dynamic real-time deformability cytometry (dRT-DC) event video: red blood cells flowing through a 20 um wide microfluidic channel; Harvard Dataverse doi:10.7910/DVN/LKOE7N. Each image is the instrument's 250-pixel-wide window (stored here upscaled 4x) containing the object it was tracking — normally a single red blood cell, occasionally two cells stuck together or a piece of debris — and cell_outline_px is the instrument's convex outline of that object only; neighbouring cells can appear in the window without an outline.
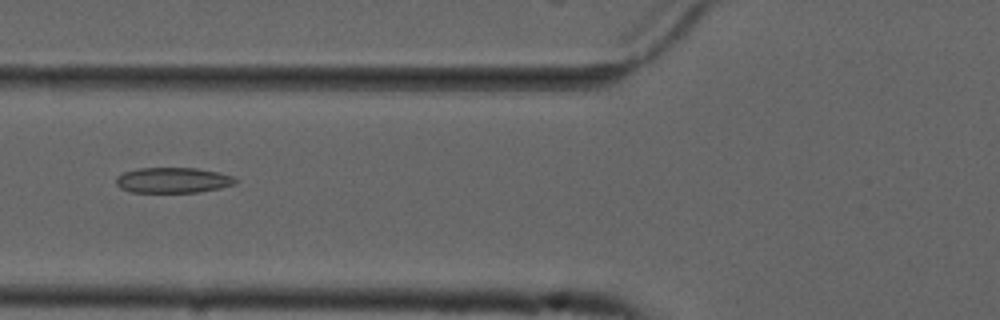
{"species": "common noctule bat (a hibernating species)", "species_latin": "Nyctalus noctula", "temperature_condition": "cold", "stored_images_in_passage": 54, "camera_frame_rate_fps": 3000, "um_per_image_px": 0.085, "animal": {"sex": "male", "forearm_length_mm": 52.5}, "frame": {"image": 1, "passage_image": 21, "time_ms": 6.667, "image_size_px": [1000, 320], "cell_outline_px": [[236, 184], [220, 188], [196, 192], [132, 192], [120, 188], [116, 184], [116, 176], [124, 172], [140, 168], [196, 168], [220, 172], [232, 176], [236, 180]], "centroid_in_image_um": [14.69, 15.31], "position_along_channel_um": 111.1, "area_um2": 17.69}}
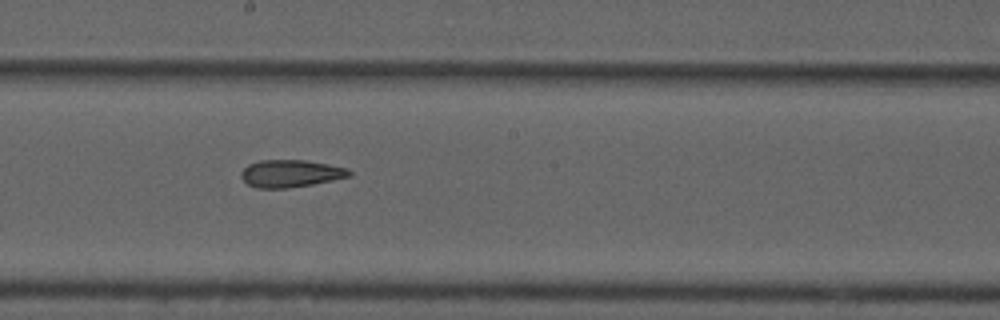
{"frame": {"image": 2, "passage_image": 30, "time_ms": 9.667, "image_size_px": [1000, 320], "cell_outline_px": [[352, 176], [312, 184], [288, 188], [256, 188], [248, 184], [240, 176], [240, 172], [248, 164], [260, 160], [304, 160], [328, 164], [348, 168], [352, 172]], "centroid_in_image_um": [24.7, 14.74], "position_along_channel_um": 223.5, "area_um2": 17.28}}
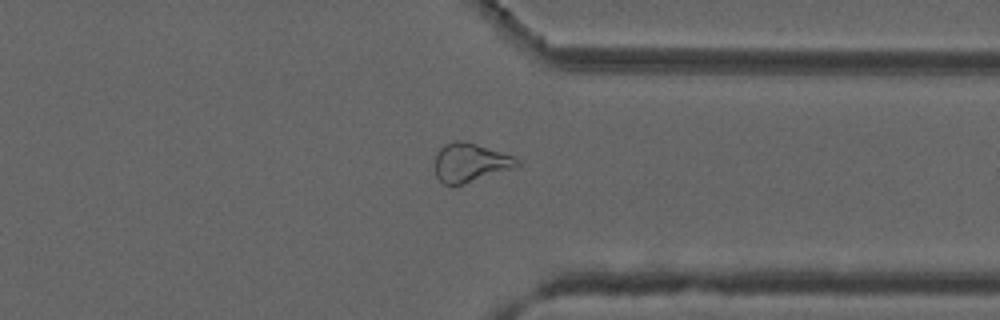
{"frame": {"image": 3, "passage_image": 42, "time_ms": 13.667, "image_size_px": [1000, 320], "cell_outline_px": [[520, 164], [516, 168], [460, 184], [444, 184], [436, 176], [436, 152], [444, 144], [452, 140], [464, 140], [516, 156], [520, 160]], "centroid_in_image_um": [40.01, 13.78], "position_along_channel_um": 371.4, "area_um2": 18.61}, "authors_computed_cell_mechanics": {"area_um2": 19.941, "velocity_mm_per_s": 3.7504, "shape_relaxation_time_tau1_ms": null, "shape_relaxation_time_tau2_ms": 3.4666, "deformation_change_tau1": null, "deformation_change_tau2": 0.1175}}